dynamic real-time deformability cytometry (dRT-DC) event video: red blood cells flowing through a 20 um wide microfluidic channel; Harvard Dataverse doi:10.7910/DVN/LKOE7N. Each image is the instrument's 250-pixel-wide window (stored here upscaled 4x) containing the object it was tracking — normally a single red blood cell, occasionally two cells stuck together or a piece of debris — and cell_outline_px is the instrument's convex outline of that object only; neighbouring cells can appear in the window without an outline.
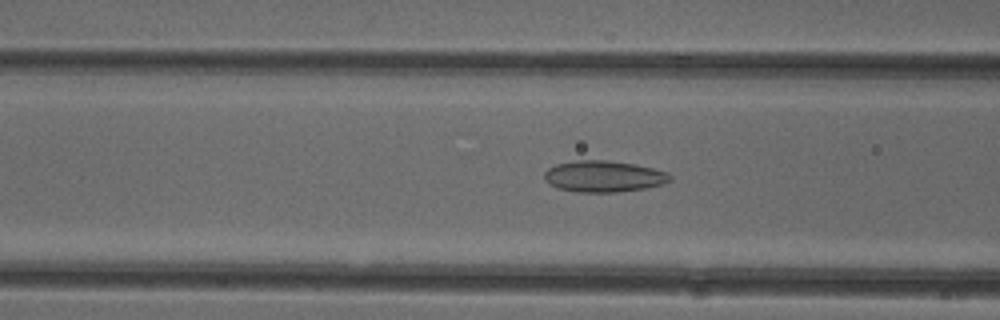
{"species": "common noctule bat (a hibernating species)", "species_latin": "Nyctalus noctula", "temperature_condition": "cold", "stored_images_in_passage": 50, "camera_frame_rate_fps": 3000, "um_per_image_px": 0.085, "animal": {"sex": "female"}, "frame": {"image": 1, "passage_image": 19, "time_ms": 6.0, "image_size_px": [1000, 320], "cell_outline_px": [[672, 180], [664, 184], [648, 188], [616, 192], [580, 192], [556, 188], [544, 180], [544, 172], [548, 168], [556, 164], [576, 160], [608, 160], [636, 164], [668, 172], [672, 176]], "centroid_in_image_um": [51.33, 14.99], "position_along_channel_um": 115.3, "area_um2": 23.24}}
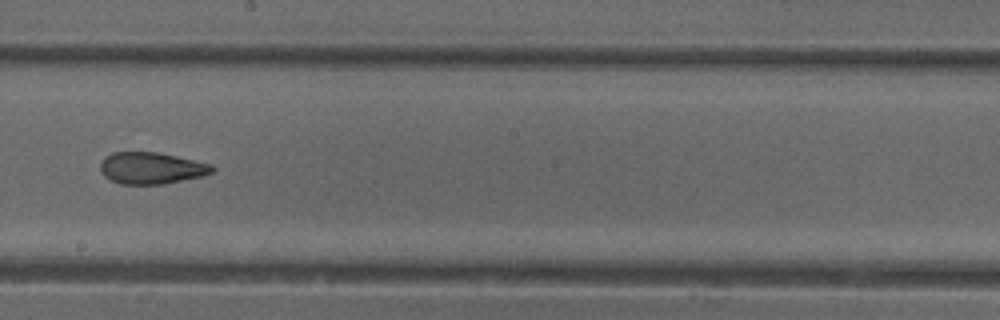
{"frame": {"image": 2, "passage_image": 28, "time_ms": 9.0, "image_size_px": [1000, 320], "cell_outline_px": [[216, 168], [212, 172], [204, 176], [164, 184], [120, 184], [104, 176], [100, 172], [100, 164], [104, 156], [112, 152], [156, 152], [176, 156], [212, 164]], "centroid_in_image_um": [12.86, 14.29], "position_along_channel_um": 235.3, "area_um2": 20.81}}
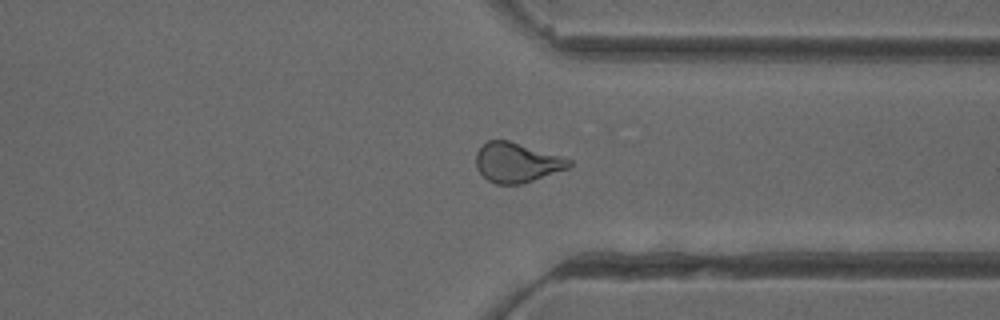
{"frame": {"image": 3, "passage_image": 38, "time_ms": 12.333, "image_size_px": [1000, 320], "cell_outline_px": [[572, 164], [568, 168], [520, 184], [496, 184], [488, 180], [476, 168], [476, 152], [488, 140], [508, 140], [560, 156], [572, 160]], "centroid_in_image_um": [43.9, 13.81], "position_along_channel_um": 367.5, "area_um2": 21.15}, "authors_computed_cell_mechanics": {"area_um2": 22.1374, "velocity_mm_per_s": 3.9901, "shape_relaxation_time_tau1_ms": null, "shape_relaxation_time_tau2_ms": 2.4899, "deformation_change_tau1": null, "deformation_change_tau2": 0.1005}}